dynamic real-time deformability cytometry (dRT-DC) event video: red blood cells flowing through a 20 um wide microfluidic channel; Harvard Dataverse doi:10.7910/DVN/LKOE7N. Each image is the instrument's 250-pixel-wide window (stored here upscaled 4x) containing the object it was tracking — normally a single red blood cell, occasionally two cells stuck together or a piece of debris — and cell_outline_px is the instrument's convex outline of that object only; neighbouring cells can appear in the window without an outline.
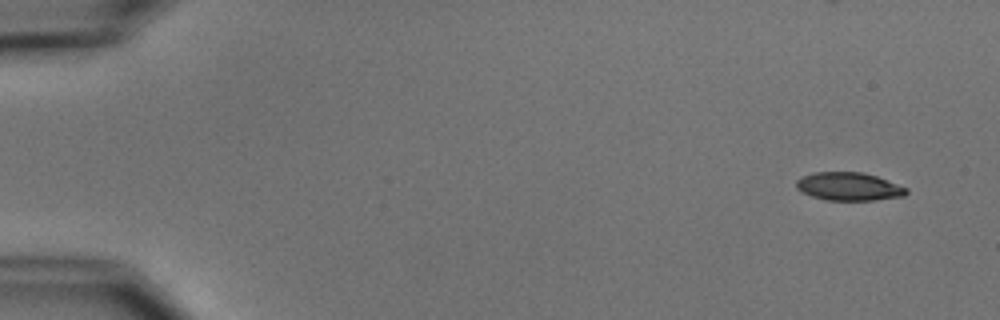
{"species": "common noctule bat (a hibernating species)", "species_latin": "Nyctalus noctula", "temperature_condition": "cold", "stored_images_in_passage": 6, "camera_frame_rate_fps": 3000, "um_per_image_px": 0.085, "animal": {"sex": "male", "body_mass_g": 15.6}, "frame": {"image": 1, "passage_image": 1, "time_ms": 0.0, "image_size_px": [1000, 320], "cell_outline_px": [[908, 192], [904, 196], [872, 200], [824, 200], [800, 192], [796, 188], [796, 180], [812, 172], [864, 172], [876, 176], [908, 188]], "centroid_in_image_um": [72.13, 15.85], "position_along_channel_um": 12.9, "area_um2": 18.09}}
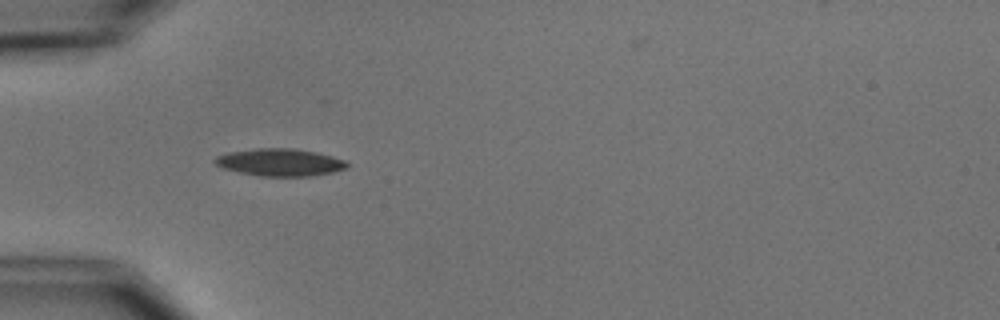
{"frame": {"image": 2, "passage_image": 5, "time_ms": 4.667, "image_size_px": [1000, 320], "cell_outline_px": [[348, 168], [332, 172], [312, 176], [260, 176], [240, 172], [224, 168], [216, 164], [212, 160], [216, 156], [228, 152], [260, 148], [296, 148], [316, 152], [332, 156], [344, 160], [348, 164]], "centroid_in_image_um": [23.81, 13.79], "position_along_channel_um": 61.2, "area_um2": 21.04}}